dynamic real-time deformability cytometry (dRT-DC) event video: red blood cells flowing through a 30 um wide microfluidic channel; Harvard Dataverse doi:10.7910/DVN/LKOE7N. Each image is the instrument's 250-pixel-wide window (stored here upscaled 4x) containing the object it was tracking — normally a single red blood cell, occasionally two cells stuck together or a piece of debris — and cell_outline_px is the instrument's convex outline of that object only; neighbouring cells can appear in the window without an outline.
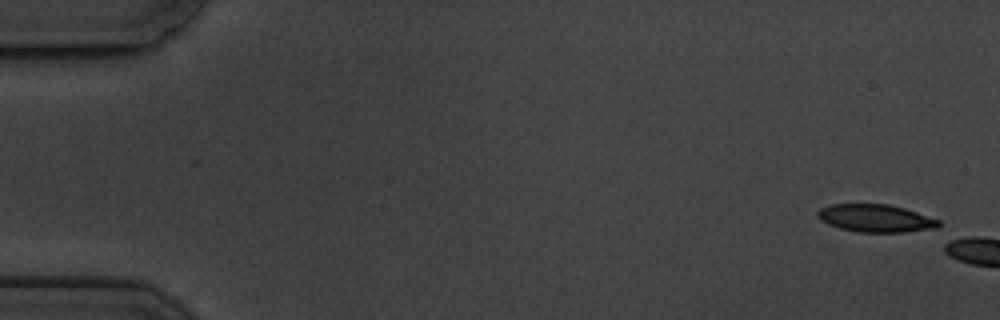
{"species": "common noctule bat (a hibernating species)", "species_latin": "Nyctalus noctula", "temperature_condition": "cold", "stored_images_in_passage": 2, "camera_frame_rate_fps": 3000, "um_per_image_px": 0.085, "animal": {"sex": "male", "body_mass_g": 19.5, "forearm_length_mm": 54.6}, "frame": {"image": 1, "passage_image": 1, "time_ms": 0.0, "image_size_px": [1000, 320], "cell_outline_px": [[940, 224], [936, 228], [904, 232], [860, 232], [840, 228], [828, 224], [820, 220], [816, 216], [816, 212], [820, 208], [832, 204], [888, 204], [904, 208], [940, 220]], "centroid_in_image_um": [74.4, 18.55], "position_along_channel_um": 10.6, "area_um2": 19.48}}